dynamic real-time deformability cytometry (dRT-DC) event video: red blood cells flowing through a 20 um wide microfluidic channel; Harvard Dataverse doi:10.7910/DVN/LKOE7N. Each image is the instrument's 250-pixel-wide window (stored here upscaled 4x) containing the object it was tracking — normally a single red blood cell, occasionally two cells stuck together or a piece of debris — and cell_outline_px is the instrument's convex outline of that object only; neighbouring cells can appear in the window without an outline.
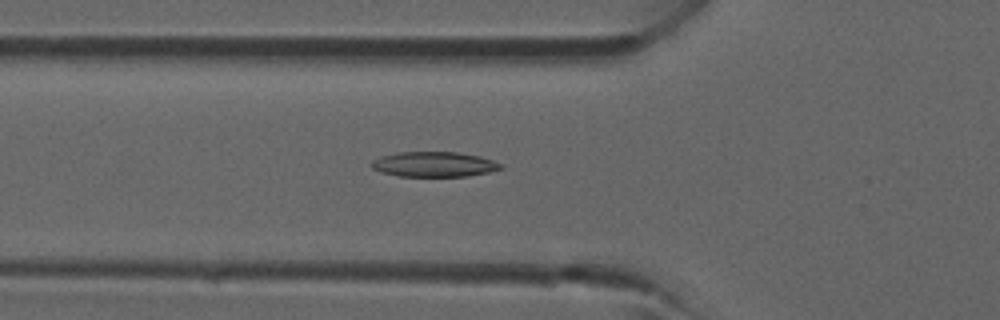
{"species": "common noctule bat (a hibernating species)", "species_latin": "Nyctalus noctula", "temperature_condition": "room temperature", "stored_images_in_passage": 35, "camera_frame_rate_fps": 3000, "um_per_image_px": 0.085, "animal": {"sex": "male", "forearm_length_mm": 52.5}, "frame": {"image": 1, "passage_image": 8, "time_ms": 2.333, "image_size_px": [1000, 320], "cell_outline_px": [[504, 168], [488, 172], [468, 176], [400, 176], [380, 172], [372, 168], [372, 160], [380, 156], [396, 152], [456, 152], [480, 156], [504, 164]], "centroid_in_image_um": [36.9, 13.96], "position_along_channel_um": 88.9, "area_um2": 18.96}}
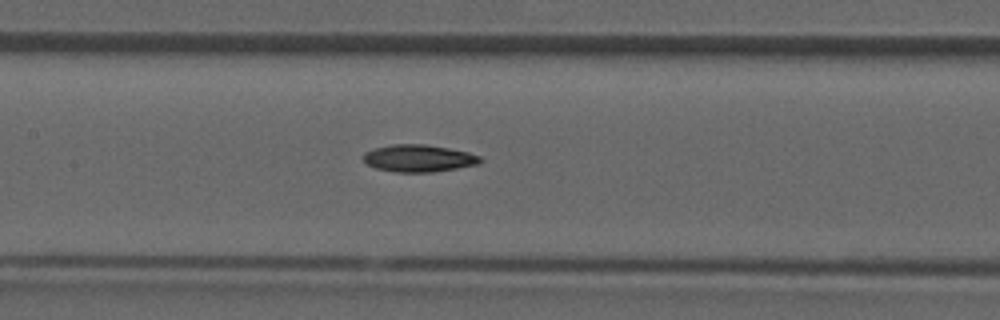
{"frame": {"image": 2, "passage_image": 13, "time_ms": 4.0, "image_size_px": [1000, 320], "cell_outline_px": [[484, 160], [480, 164], [432, 172], [396, 172], [376, 168], [368, 164], [364, 160], [364, 152], [372, 148], [392, 144], [424, 144], [448, 148], [468, 152], [480, 156]], "centroid_in_image_um": [35.6, 13.45], "position_along_channel_um": 171.8, "area_um2": 18.55}}
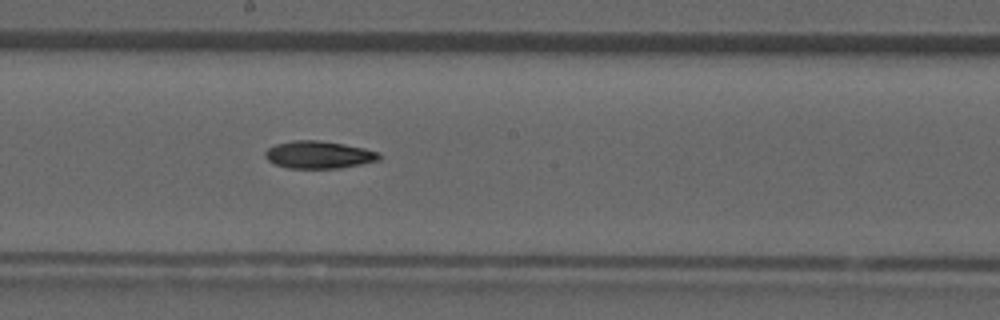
{"frame": {"image": 3, "passage_image": 16, "time_ms": 5.0, "image_size_px": [1000, 320], "cell_outline_px": [[380, 160], [340, 168], [288, 168], [276, 164], [268, 160], [264, 156], [264, 152], [268, 148], [276, 144], [292, 140], [316, 140], [344, 144], [364, 148], [380, 152]], "centroid_in_image_um": [27.09, 13.15], "position_along_channel_um": 221.1, "area_um2": 18.21}}